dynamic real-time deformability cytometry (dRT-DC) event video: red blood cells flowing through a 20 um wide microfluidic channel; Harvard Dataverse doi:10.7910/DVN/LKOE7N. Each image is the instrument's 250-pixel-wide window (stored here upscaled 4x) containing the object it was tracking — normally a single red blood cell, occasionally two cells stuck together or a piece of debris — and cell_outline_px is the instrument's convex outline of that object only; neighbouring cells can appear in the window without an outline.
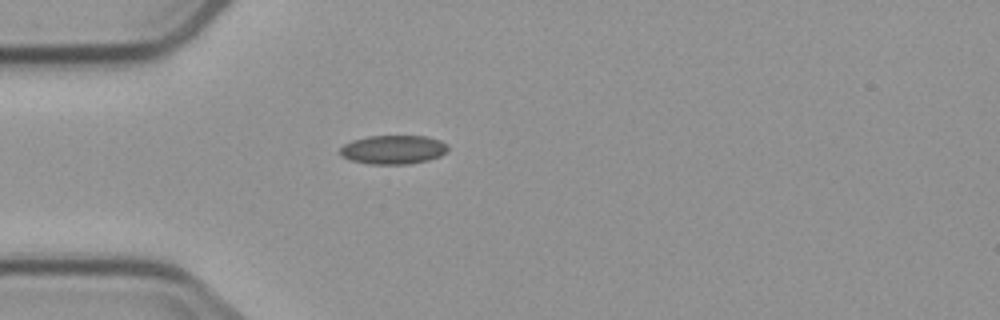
{"species": "common noctule bat (a hibernating species)", "species_latin": "Nyctalus noctula", "temperature_condition": "cold", "stored_images_in_passage": 1, "camera_frame_rate_fps": 3000, "um_per_image_px": 0.085, "animal": {"sex": "male", "body_mass_g": 23.1, "forearm_length_mm": 52.7}, "frame": {"image": 1, "passage_image": 1, "time_ms": 0.0, "image_size_px": [1000, 320], "cell_outline_px": [[448, 148], [440, 156], [428, 160], [408, 164], [368, 164], [352, 160], [340, 156], [340, 148], [344, 144], [352, 140], [368, 136], [424, 136], [440, 140], [448, 144]], "centroid_in_image_um": [33.41, 12.72], "position_along_channel_um": 51.6, "area_um2": 18.15}}